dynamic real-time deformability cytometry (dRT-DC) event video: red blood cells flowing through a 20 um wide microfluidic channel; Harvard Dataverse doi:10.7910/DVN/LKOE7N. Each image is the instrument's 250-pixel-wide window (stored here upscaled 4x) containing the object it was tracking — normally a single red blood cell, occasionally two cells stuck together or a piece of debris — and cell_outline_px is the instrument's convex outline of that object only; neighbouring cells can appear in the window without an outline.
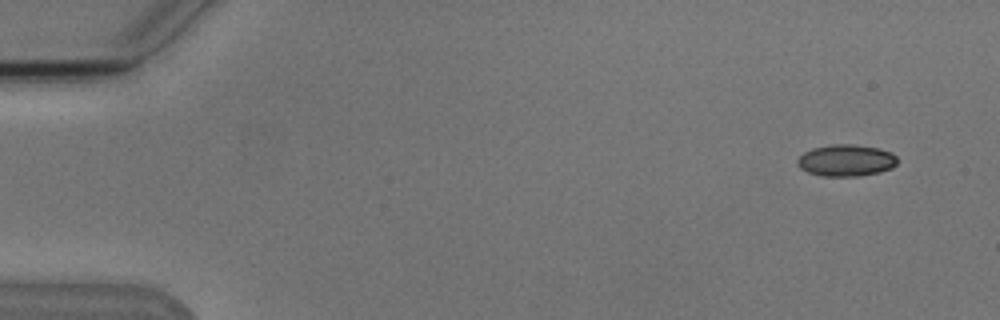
{"species": "Egyptian fruit bat (a non-hibernating species)", "species_latin": "Rousettus aegyptiacus", "temperature_condition": "cold", "stored_images_in_passage": 6, "camera_frame_rate_fps": 3000, "um_per_image_px": 0.085, "animal": {"sex": "male"}, "frame": {"image": 1, "passage_image": 1, "time_ms": 0.0, "image_size_px": [1000, 320], "cell_outline_px": [[896, 164], [892, 168], [880, 172], [860, 176], [820, 176], [808, 172], [800, 168], [796, 164], [796, 160], [804, 152], [812, 148], [832, 144], [856, 144], [880, 148], [892, 152], [896, 156]], "centroid_in_image_um": [71.91, 13.63], "position_along_channel_um": 13.1, "area_um2": 18.73}}
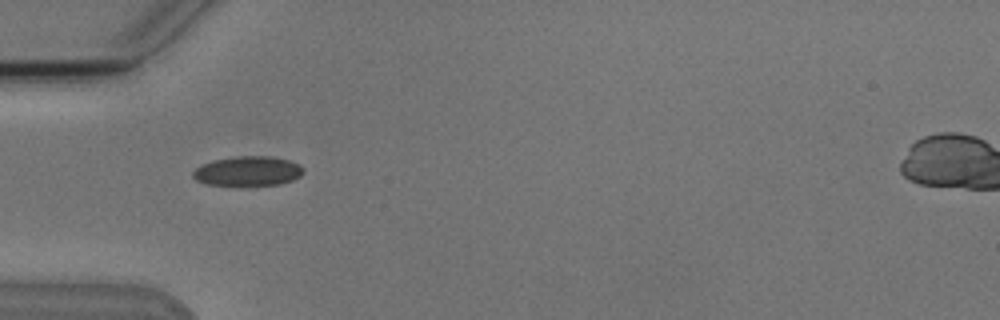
{"frame": {"image": 2, "passage_image": 5, "time_ms": 4.667, "image_size_px": [1000, 320], "cell_outline_px": [[304, 172], [300, 176], [292, 180], [280, 184], [244, 188], [208, 184], [196, 180], [192, 176], [192, 172], [196, 168], [212, 160], [240, 156], [268, 156], [288, 160], [300, 164], [304, 168]], "centroid_in_image_um": [21.08, 14.59], "position_along_channel_um": 63.9, "area_um2": 19.71}}